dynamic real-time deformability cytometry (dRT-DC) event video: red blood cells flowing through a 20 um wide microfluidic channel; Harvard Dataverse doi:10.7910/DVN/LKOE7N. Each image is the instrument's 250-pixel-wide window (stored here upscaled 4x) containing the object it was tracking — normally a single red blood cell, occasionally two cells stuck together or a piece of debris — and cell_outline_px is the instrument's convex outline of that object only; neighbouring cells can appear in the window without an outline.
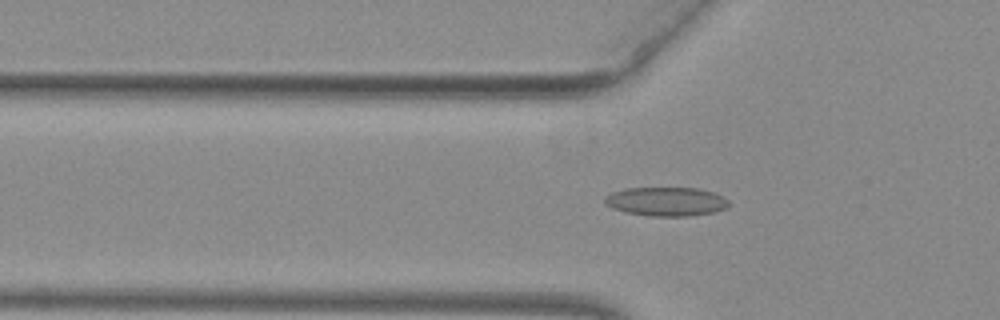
{"species": "common noctule bat (a hibernating species)", "species_latin": "Nyctalus noctula", "temperature_condition": "warm", "stored_images_in_passage": 48, "camera_frame_rate_fps": 3000, "um_per_image_px": 0.085, "animal": {"sex": "female", "body_mass_g": 29.2, "forearm_length_mm": 56.3}, "frame": {"image": 1, "passage_image": 14, "time_ms": 4.333, "image_size_px": [1000, 320], "cell_outline_px": [[728, 208], [712, 212], [692, 216], [652, 216], [624, 212], [612, 208], [604, 204], [604, 196], [612, 192], [628, 188], [700, 188], [712, 192], [728, 200]], "centroid_in_image_um": [56.59, 17.13], "position_along_channel_um": 69.2, "area_um2": 20.92}}
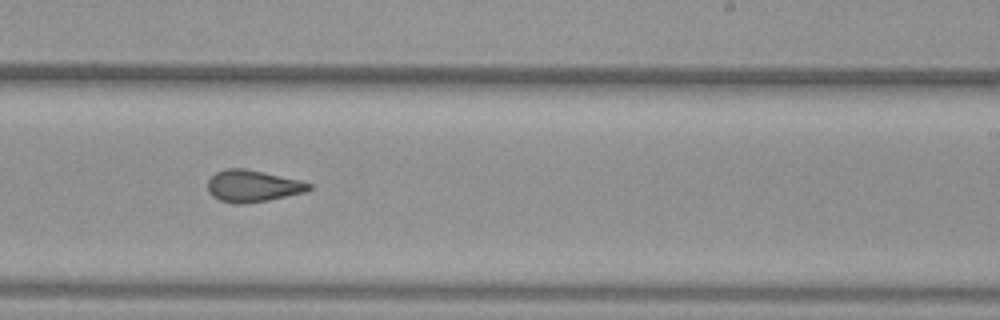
{"frame": {"image": 2, "passage_image": 29, "time_ms": 9.333, "image_size_px": [1000, 320], "cell_outline_px": [[312, 188], [308, 192], [268, 200], [244, 204], [232, 204], [220, 200], [212, 196], [208, 192], [208, 180], [216, 172], [224, 168], [244, 168], [264, 172], [300, 180], [312, 184]], "centroid_in_image_um": [21.49, 15.82], "position_along_channel_um": 267.5, "area_um2": 19.02}}
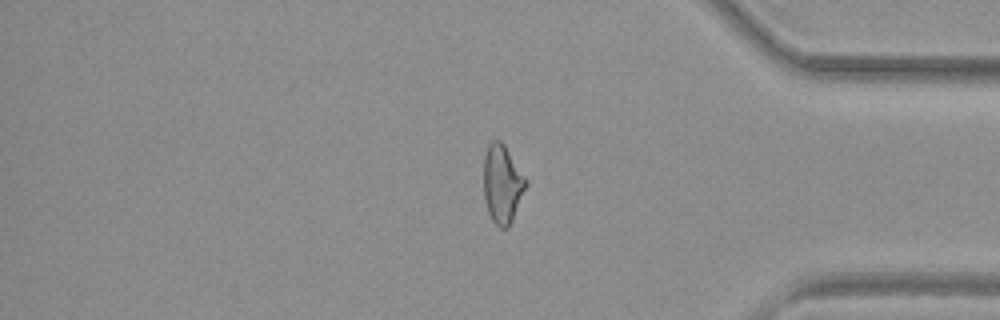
{"frame": {"image": 3, "passage_image": 40, "time_ms": 13.0, "image_size_px": [1000, 320], "cell_outline_px": [[528, 184], [512, 220], [508, 228], [500, 228], [492, 220], [488, 212], [484, 196], [484, 156], [488, 144], [492, 140], [500, 140], [504, 144], [528, 180]], "centroid_in_image_um": [42.71, 15.62], "position_along_channel_um": 392.5, "area_um2": 19.36}, "authors_computed_cell_mechanics": {"area_um2": 19.5075, "velocity_mm_per_s": 3.9807, "shape_relaxation_time_tau1_ms": null, "shape_relaxation_time_tau2_ms": 1.8959, "deformation_change_tau1": null, "deformation_change_tau2": 0.093}}